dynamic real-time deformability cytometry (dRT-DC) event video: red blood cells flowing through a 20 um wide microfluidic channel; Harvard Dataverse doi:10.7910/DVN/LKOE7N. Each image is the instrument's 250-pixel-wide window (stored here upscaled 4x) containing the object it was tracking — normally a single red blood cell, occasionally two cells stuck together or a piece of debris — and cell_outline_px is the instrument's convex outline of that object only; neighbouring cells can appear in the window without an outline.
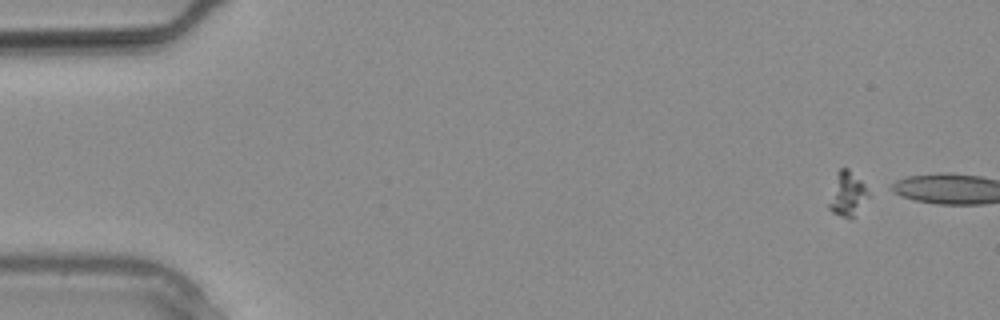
{"species": "common noctule bat (a hibernating species)", "species_latin": "Nyctalus noctula", "temperature_condition": "warm", "stored_images_in_passage": 2, "camera_frame_rate_fps": 3000, "um_per_image_px": 0.085, "animal": {"sex": "male", "body_mass_g": 20.4}, "frame": {"image": 1, "passage_image": 1, "time_ms": 0.0, "image_size_px": [1000, 320], "cell_outline_px": [[868, 196], [852, 220], [840, 216], [832, 212], [828, 208], [828, 204], [836, 172], [840, 168], [848, 168], [864, 184], [868, 192]], "centroid_in_image_um": [72.0, 16.51], "position_along_channel_um": 13.0, "area_um2": 10.12}}